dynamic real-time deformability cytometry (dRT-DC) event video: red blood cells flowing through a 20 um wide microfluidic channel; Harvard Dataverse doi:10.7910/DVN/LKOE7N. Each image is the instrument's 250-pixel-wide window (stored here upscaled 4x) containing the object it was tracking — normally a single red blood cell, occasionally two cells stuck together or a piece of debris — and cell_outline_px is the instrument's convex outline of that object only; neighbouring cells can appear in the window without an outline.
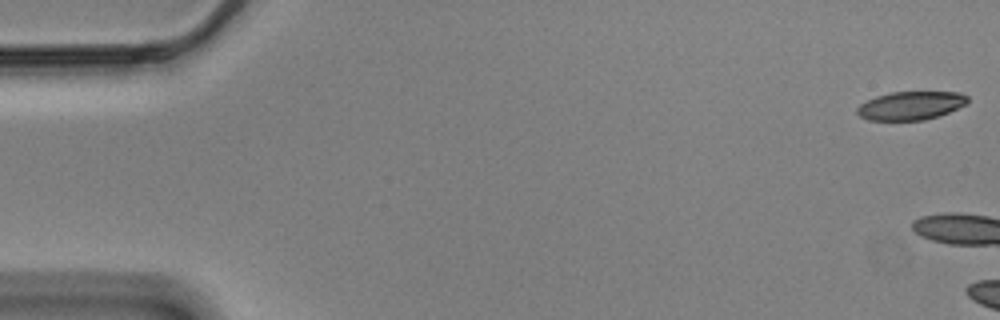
{"species": "Egyptian fruit bat (a non-hibernating species)", "species_latin": "Rousettus aegyptiacus", "temperature_condition": "cold", "stored_images_in_passage": 4, "camera_frame_rate_fps": 3000, "um_per_image_px": 0.085, "animal": {"sex": "male"}, "frame": {"image": 1, "passage_image": 1, "time_ms": 0.0, "image_size_px": [1000, 320], "cell_outline_px": [[968, 104], [948, 112], [924, 120], [868, 120], [860, 116], [856, 112], [856, 108], [860, 104], [876, 96], [892, 92], [960, 92], [968, 96]], "centroid_in_image_um": [77.42, 8.97], "position_along_channel_um": 7.6, "area_um2": 18.26}}